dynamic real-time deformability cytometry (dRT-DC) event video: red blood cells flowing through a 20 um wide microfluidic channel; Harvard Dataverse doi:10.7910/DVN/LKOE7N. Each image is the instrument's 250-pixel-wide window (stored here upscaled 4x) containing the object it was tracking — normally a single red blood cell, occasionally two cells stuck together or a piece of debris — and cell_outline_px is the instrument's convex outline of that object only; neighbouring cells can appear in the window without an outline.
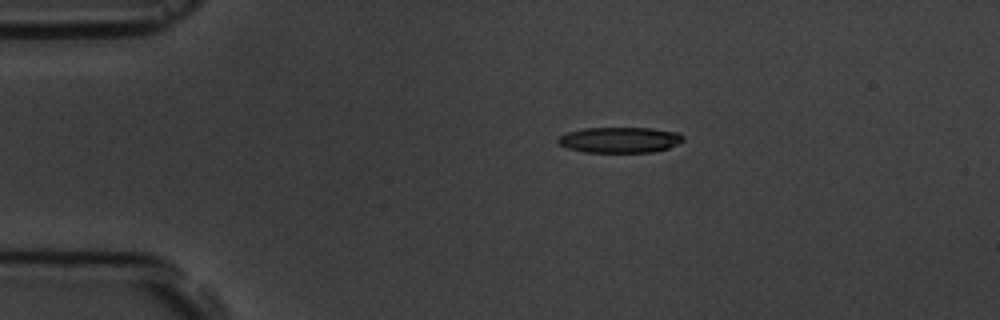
{"species": "common noctule bat (a hibernating species)", "species_latin": "Nyctalus noctula", "temperature_condition": "room temperature", "stored_images_in_passage": 7, "camera_frame_rate_fps": 3000, "um_per_image_px": 0.085, "animal": {"sex": "male", "body_mass_g": 19.5, "forearm_length_mm": 54.6}, "frame": {"image": 1, "passage_image": 2, "time_ms": 1.333, "image_size_px": [1000, 320], "cell_outline_px": [[684, 140], [668, 148], [652, 152], [584, 152], [568, 148], [560, 144], [556, 140], [560, 136], [568, 132], [584, 128], [652, 128], [680, 132], [684, 136]], "centroid_in_image_um": [52.71, 11.88], "position_along_channel_um": 32.3, "area_um2": 18.73}}
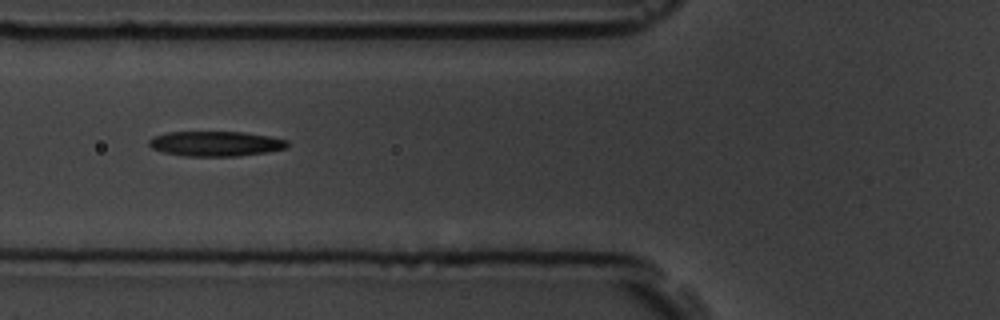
{"frame": {"image": 2, "passage_image": 5, "time_ms": 4.667, "image_size_px": [1000, 320], "cell_outline_px": [[288, 148], [268, 152], [236, 156], [184, 156], [164, 152], [152, 148], [148, 144], [148, 140], [152, 136], [168, 132], [244, 132], [268, 136], [288, 140]], "centroid_in_image_um": [18.33, 12.21], "position_along_channel_um": 107.5, "area_um2": 20.23}}
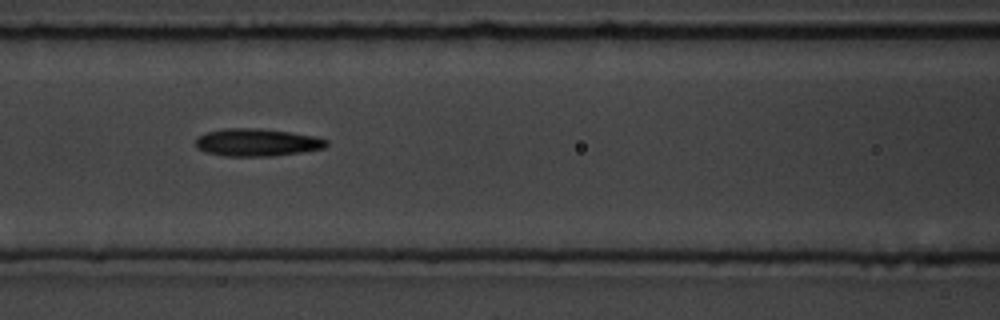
{"frame": {"image": 3, "passage_image": 6, "time_ms": 5.667, "image_size_px": [1000, 320], "cell_outline_px": [[328, 144], [324, 148], [300, 152], [272, 156], [224, 156], [204, 152], [196, 148], [196, 136], [208, 132], [224, 128], [260, 128], [316, 136], [328, 140]], "centroid_in_image_um": [21.81, 12.1], "position_along_channel_um": 144.8, "area_um2": 21.1}}